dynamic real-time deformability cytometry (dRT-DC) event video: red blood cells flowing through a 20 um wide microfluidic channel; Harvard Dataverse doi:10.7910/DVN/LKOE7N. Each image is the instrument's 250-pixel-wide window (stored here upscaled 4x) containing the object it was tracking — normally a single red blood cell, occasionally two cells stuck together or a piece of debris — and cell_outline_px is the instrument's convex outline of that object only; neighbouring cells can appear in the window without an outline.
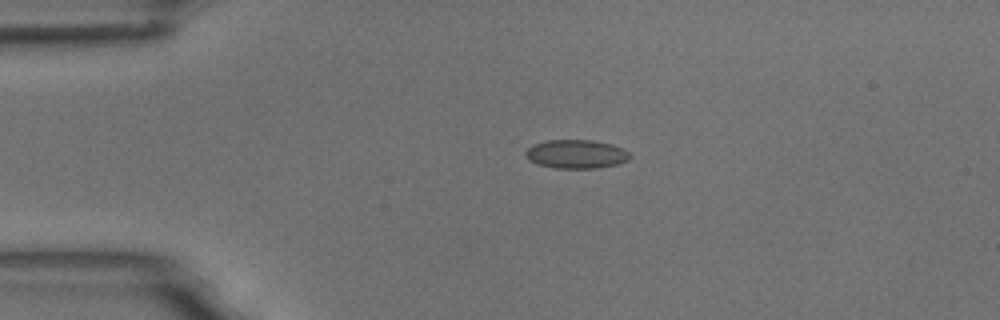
{"species": "common noctule bat (a hibernating species)", "species_latin": "Nyctalus noctula", "temperature_condition": "room temperature", "stored_images_in_passage": 3, "camera_frame_rate_fps": 3000, "um_per_image_px": 0.085, "animal": {"sex": "male", "body_mass_g": 18.8}, "frame": {"image": 1, "passage_image": 1, "time_ms": 0.0, "image_size_px": [1000, 320], "cell_outline_px": [[632, 156], [628, 160], [616, 164], [596, 168], [556, 168], [536, 164], [528, 160], [524, 152], [532, 144], [544, 140], [592, 140], [612, 144], [624, 148]], "centroid_in_image_um": [48.96, 13.09], "position_along_channel_um": 36.0, "area_um2": 17.63}}
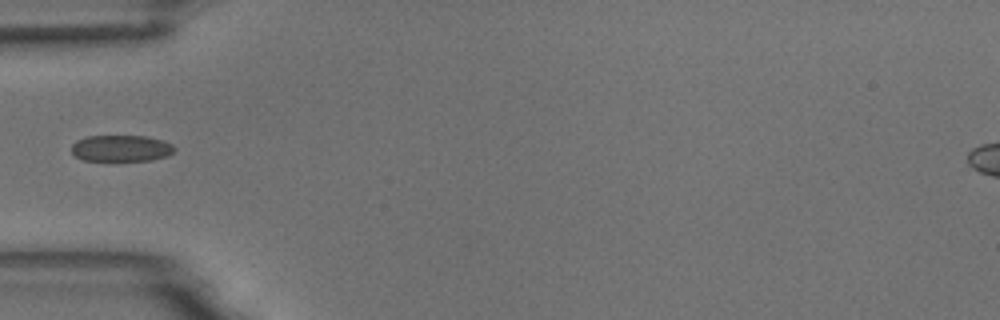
{"frame": {"image": 2, "passage_image": 3, "time_ms": 2.0, "image_size_px": [1000, 320], "cell_outline_px": [[176, 148], [168, 156], [152, 160], [84, 160], [76, 156], [72, 152], [72, 144], [76, 140], [88, 136], [144, 136], [160, 140], [172, 144]], "centroid_in_image_um": [10.3, 12.6], "position_along_channel_um": 74.7, "area_um2": 15.66}}